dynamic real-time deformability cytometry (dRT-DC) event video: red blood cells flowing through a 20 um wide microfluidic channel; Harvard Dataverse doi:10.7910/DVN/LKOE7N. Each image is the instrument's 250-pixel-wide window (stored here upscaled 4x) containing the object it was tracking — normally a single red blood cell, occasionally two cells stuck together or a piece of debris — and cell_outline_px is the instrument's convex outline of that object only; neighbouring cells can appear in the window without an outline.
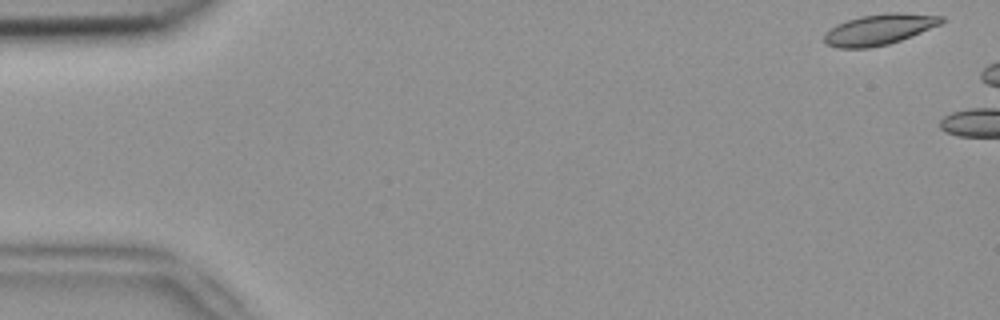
{"species": "common noctule bat (a hibernating species)", "species_latin": "Nyctalus noctula", "temperature_condition": "room temperature", "stored_images_in_passage": 5, "camera_frame_rate_fps": 3000, "um_per_image_px": 0.085, "animal": {"sex": "female", "body_mass_g": 18.4}, "frame": {"image": 1, "passage_image": 1, "time_ms": 0.0, "image_size_px": [1000, 320], "cell_outline_px": [[944, 20], [940, 24], [900, 40], [888, 44], [868, 48], [836, 48], [828, 44], [824, 40], [824, 32], [836, 24], [860, 16], [888, 12], [900, 12], [944, 16]], "centroid_in_image_um": [74.7, 2.49], "position_along_channel_um": 10.3, "area_um2": 20.92}}